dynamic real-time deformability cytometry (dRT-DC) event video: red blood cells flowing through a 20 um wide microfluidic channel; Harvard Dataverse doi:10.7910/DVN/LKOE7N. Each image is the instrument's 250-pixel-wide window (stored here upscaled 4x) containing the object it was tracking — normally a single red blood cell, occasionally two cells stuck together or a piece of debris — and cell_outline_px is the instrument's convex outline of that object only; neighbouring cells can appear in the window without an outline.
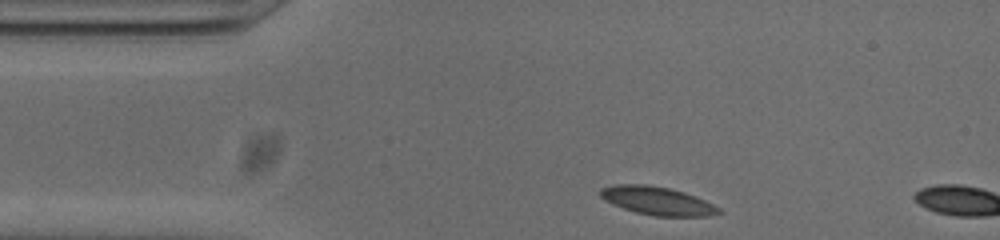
{"species": "common noctule bat (a hibernating species)", "species_latin": "Nyctalus noctula", "temperature_condition": "cold", "stored_images_in_passage": 3, "camera_frame_rate_fps": 3000, "um_per_image_px": 0.085, "animal": {"sex": "male", "body_mass_g": 20.0, "forearm_length_mm": 53.3}, "frame": {"image": 1, "passage_image": 2, "time_ms": 0.333, "image_size_px": [1000, 240], "cell_outline_px": [[724, 212], [712, 216], [656, 216], [636, 212], [612, 204], [604, 200], [600, 196], [600, 188], [616, 184], [644, 184], [672, 188], [684, 192], [704, 200], [720, 208]], "centroid_in_image_um": [55.88, 17.07], "position_along_channel_um": 29.1, "area_um2": 19.54}}